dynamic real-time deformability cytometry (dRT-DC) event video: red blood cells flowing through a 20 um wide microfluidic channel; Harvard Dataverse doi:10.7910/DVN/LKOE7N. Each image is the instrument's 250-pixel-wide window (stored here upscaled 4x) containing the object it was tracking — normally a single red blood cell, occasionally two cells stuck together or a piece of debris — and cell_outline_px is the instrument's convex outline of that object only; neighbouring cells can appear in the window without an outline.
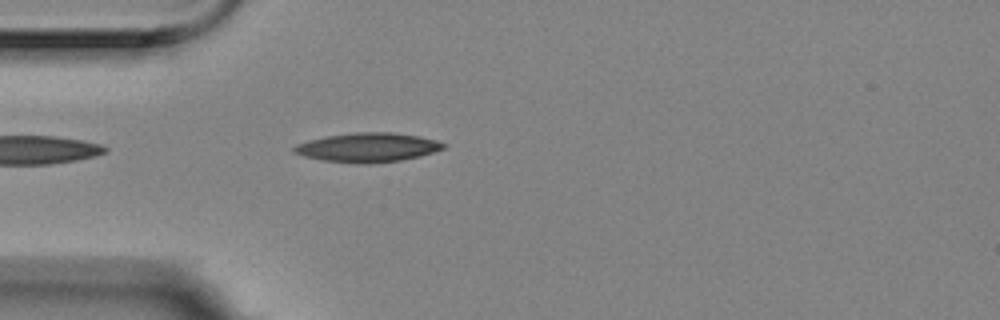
{"species": "Egyptian fruit bat (a non-hibernating species)", "species_latin": "Rousettus aegyptiacus", "temperature_condition": "room temperature", "stored_images_in_passage": 5, "camera_frame_rate_fps": 3000, "um_per_image_px": 0.085, "animal": {"sex": "female"}, "frame": {"image": 1, "passage_image": 5, "time_ms": 1.333, "image_size_px": [1000, 320], "cell_outline_px": [[448, 144], [444, 148], [420, 156], [400, 160], [372, 164], [356, 164], [324, 160], [304, 156], [292, 152], [292, 148], [296, 144], [328, 136], [356, 132], [392, 132], [420, 136], [436, 140]], "centroid_in_image_um": [31.28, 12.54], "position_along_channel_um": 53.7, "area_um2": 25.37}}